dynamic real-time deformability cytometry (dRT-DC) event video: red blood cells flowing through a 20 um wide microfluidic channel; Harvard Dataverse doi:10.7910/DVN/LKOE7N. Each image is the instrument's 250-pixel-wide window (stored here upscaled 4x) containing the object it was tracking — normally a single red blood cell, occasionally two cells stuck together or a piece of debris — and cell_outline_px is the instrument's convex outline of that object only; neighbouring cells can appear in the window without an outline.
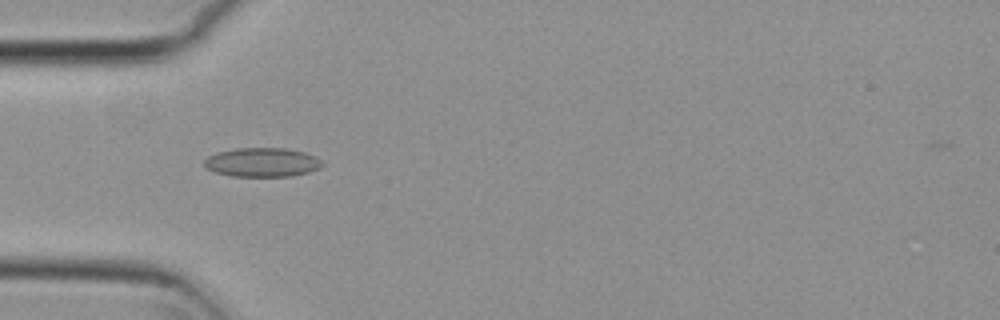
{"species": "common noctule bat (a hibernating species)", "species_latin": "Nyctalus noctula", "temperature_condition": "cold", "stored_images_in_passage": 54, "camera_frame_rate_fps": 3000, "um_per_image_px": 0.085, "animal": {"sex": "female", "body_mass_g": 29.2, "forearm_length_mm": 56.3}, "frame": {"image": 1, "passage_image": 17, "time_ms": 5.333, "image_size_px": [1000, 320], "cell_outline_px": [[324, 164], [320, 168], [308, 172], [292, 176], [232, 176], [216, 172], [208, 168], [204, 164], [204, 160], [208, 156], [216, 152], [236, 148], [284, 148], [304, 152], [320, 160]], "centroid_in_image_um": [22.27, 13.79], "position_along_channel_um": 62.7, "area_um2": 19.83}}
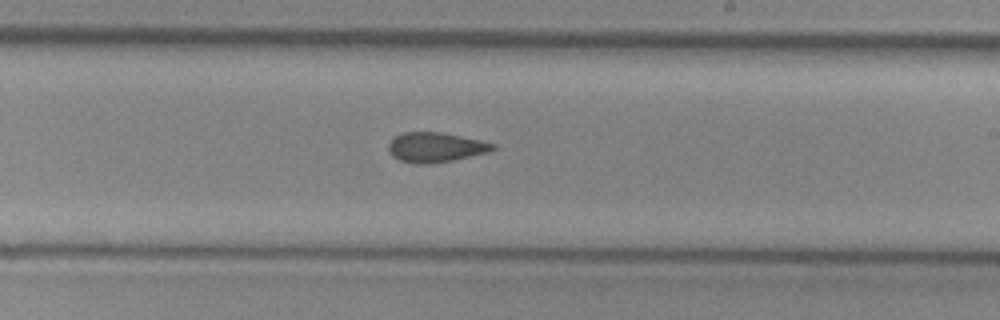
{"frame": {"image": 2, "passage_image": 32, "time_ms": 10.333, "image_size_px": [1000, 320], "cell_outline_px": [[496, 148], [492, 152], [452, 160], [428, 164], [412, 164], [400, 160], [392, 156], [388, 148], [388, 144], [396, 136], [404, 132], [440, 132], [480, 140], [496, 144]], "centroid_in_image_um": [37.05, 12.53], "position_along_channel_um": 252.0, "area_um2": 18.15}}
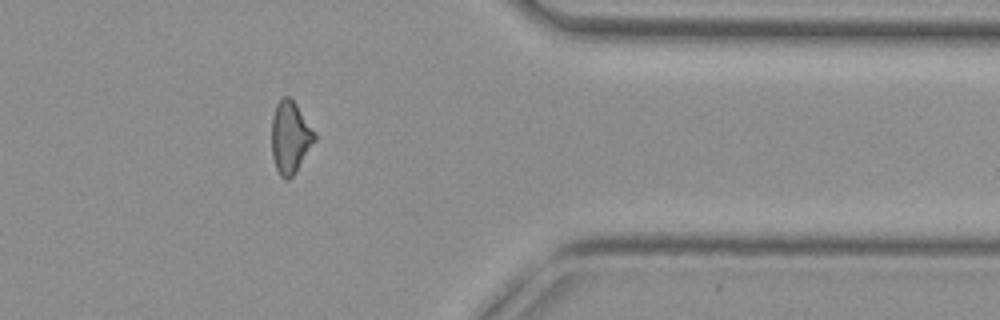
{"frame": {"image": 3, "passage_image": 44, "time_ms": 14.333, "image_size_px": [1000, 320], "cell_outline_px": [[316, 140], [292, 176], [288, 180], [284, 180], [280, 176], [276, 168], [272, 156], [272, 116], [276, 104], [284, 96], [288, 96], [296, 104], [316, 132]], "centroid_in_image_um": [24.67, 11.67], "position_along_channel_um": 386.7, "area_um2": 17.98}}